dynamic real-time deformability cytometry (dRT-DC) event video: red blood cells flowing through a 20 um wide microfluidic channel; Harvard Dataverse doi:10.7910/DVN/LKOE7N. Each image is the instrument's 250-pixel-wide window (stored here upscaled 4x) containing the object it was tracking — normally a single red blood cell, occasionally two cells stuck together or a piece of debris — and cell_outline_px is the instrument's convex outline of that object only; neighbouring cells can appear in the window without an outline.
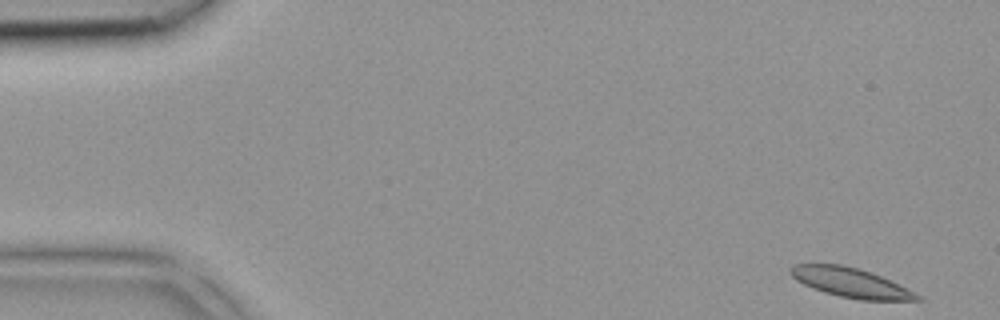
{"species": "common noctule bat (a hibernating species)", "species_latin": "Nyctalus noctula", "temperature_condition": "room temperature", "stored_images_in_passage": 42, "camera_frame_rate_fps": 3000, "um_per_image_px": 0.085, "animal": {"sex": "female", "body_mass_g": 18.4}, "frame": {"image": 1, "passage_image": 1, "time_ms": 0.0, "image_size_px": [1000, 320], "cell_outline_px": [[924, 300], [860, 300], [840, 296], [824, 292], [812, 288], [796, 280], [792, 276], [792, 264], [840, 264], [856, 268], [880, 276], [920, 296]], "centroid_in_image_um": [72.26, 24.03], "position_along_channel_um": 12.7, "area_um2": 21.04}}
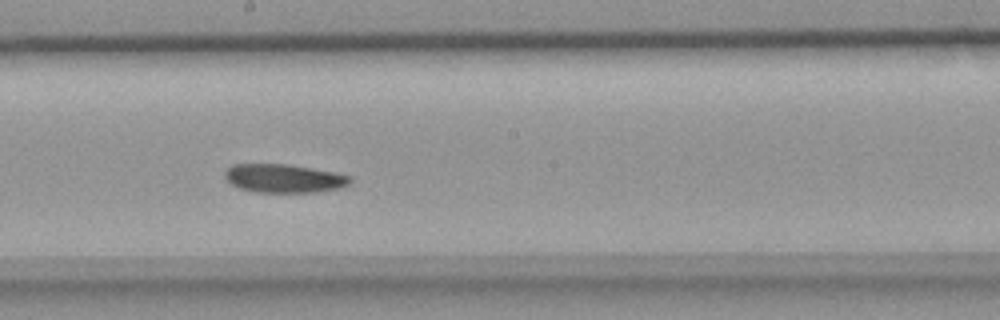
{"frame": {"image": 2, "passage_image": 22, "time_ms": 7.0, "image_size_px": [1000, 320], "cell_outline_px": [[352, 180], [348, 184], [340, 188], [316, 192], [256, 192], [240, 188], [232, 184], [224, 176], [224, 172], [232, 164], [288, 164], [332, 172], [352, 176]], "centroid_in_image_um": [24.13, 15.16], "position_along_channel_um": 224.1, "area_um2": 20.69}}
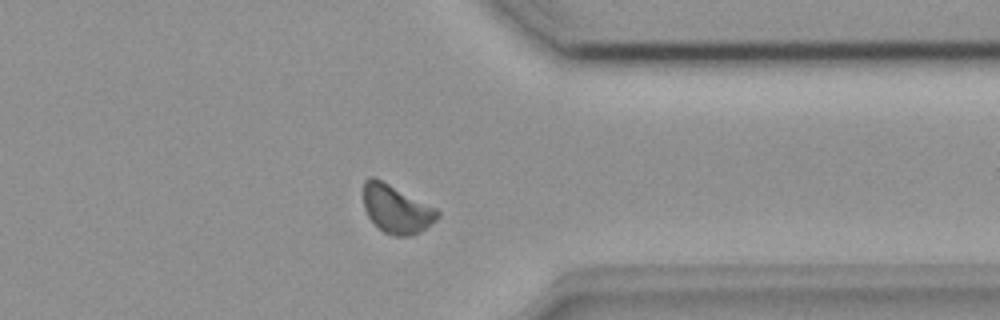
{"frame": {"image": 3, "passage_image": 32, "time_ms": 10.333, "image_size_px": [1000, 320], "cell_outline_px": [[440, 216], [436, 220], [420, 232], [412, 236], [396, 236], [384, 232], [368, 216], [364, 208], [364, 180], [368, 176], [372, 176], [436, 208], [440, 212]], "centroid_in_image_um": [33.7, 17.78], "position_along_channel_um": 377.7, "area_um2": 20.46}}